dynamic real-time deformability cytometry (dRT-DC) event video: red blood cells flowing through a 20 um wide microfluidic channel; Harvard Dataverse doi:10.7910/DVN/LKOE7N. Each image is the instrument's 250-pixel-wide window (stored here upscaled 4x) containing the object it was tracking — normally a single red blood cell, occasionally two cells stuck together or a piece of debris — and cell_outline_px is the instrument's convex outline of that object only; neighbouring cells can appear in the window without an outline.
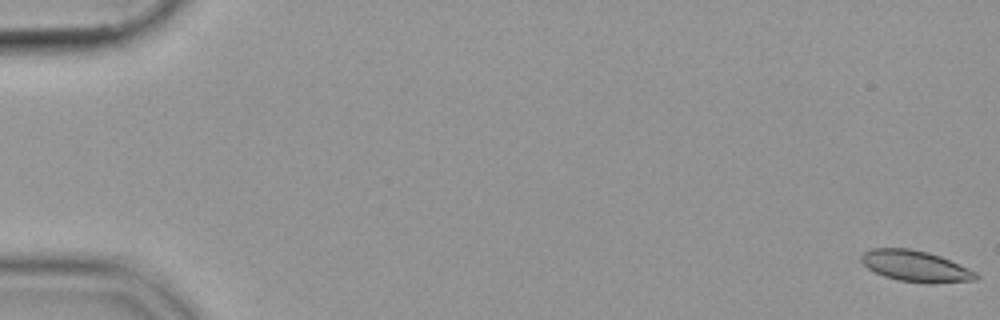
{"species": "common noctule bat (a hibernating species)", "species_latin": "Nyctalus noctula", "temperature_condition": "cold", "stored_images_in_passage": 55, "camera_frame_rate_fps": 3000, "um_per_image_px": 0.085, "animal": {"sex": "female", "body_mass_g": 19.9}, "frame": {"image": 1, "passage_image": 1, "time_ms": 0.0, "image_size_px": [1000, 320], "cell_outline_px": [[980, 276], [976, 280], [932, 284], [896, 280], [884, 276], [868, 268], [860, 260], [860, 256], [864, 252], [872, 248], [908, 248], [928, 252], [940, 256], [968, 268], [976, 272]], "centroid_in_image_um": [77.83, 22.63], "position_along_channel_um": 7.2, "area_um2": 20.87}}
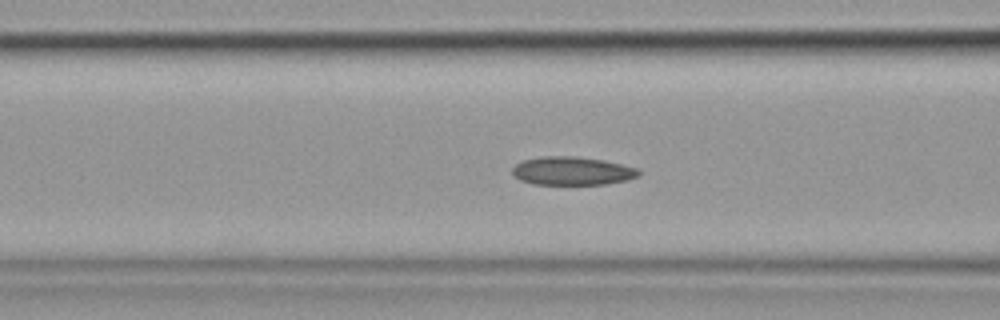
{"frame": {"image": 2, "passage_image": 23, "time_ms": 7.333, "image_size_px": [1000, 320], "cell_outline_px": [[640, 176], [628, 180], [608, 184], [532, 184], [520, 180], [512, 176], [512, 168], [516, 164], [524, 160], [544, 156], [576, 156], [604, 160], [640, 168]], "centroid_in_image_um": [48.67, 14.53], "position_along_channel_um": 117.9, "area_um2": 21.15}}
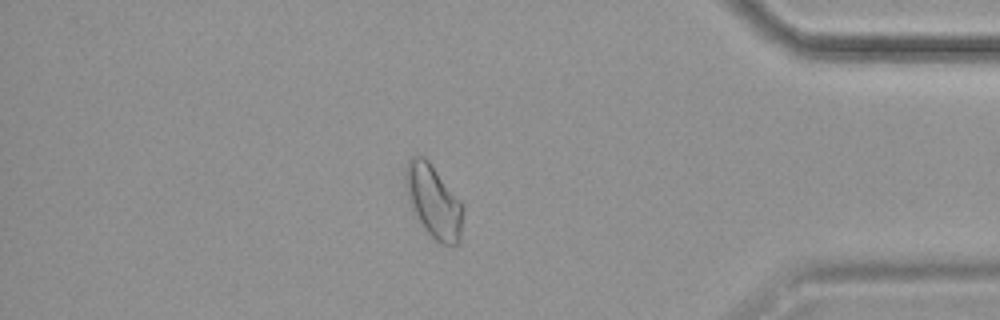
{"frame": {"image": 3, "passage_image": 48, "time_ms": 15.667, "image_size_px": [1000, 320], "cell_outline_px": [[464, 208], [460, 240], [456, 244], [440, 244], [424, 228], [408, 200], [404, 184], [404, 176], [408, 160], [412, 156], [424, 156], [428, 160], [464, 204]], "centroid_in_image_um": [36.86, 17.09], "position_along_channel_um": 398.3, "area_um2": 24.39}}